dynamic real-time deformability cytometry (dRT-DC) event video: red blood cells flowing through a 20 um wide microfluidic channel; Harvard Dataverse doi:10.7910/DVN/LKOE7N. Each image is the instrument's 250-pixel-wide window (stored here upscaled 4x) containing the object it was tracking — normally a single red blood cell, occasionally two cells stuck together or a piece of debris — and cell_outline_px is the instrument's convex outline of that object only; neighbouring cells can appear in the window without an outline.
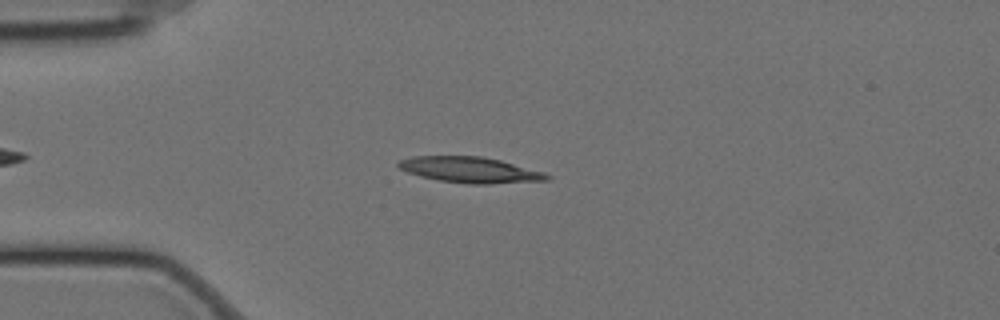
{"species": "Egyptian fruit bat (a non-hibernating species)", "species_latin": "Rousettus aegyptiacus", "temperature_condition": "cold", "stored_images_in_passage": 53, "camera_frame_rate_fps": 3000, "um_per_image_px": 0.085, "animal": {"sex": "female"}, "frame": {"image": 1, "passage_image": 10, "time_ms": 3.0, "image_size_px": [1000, 320], "cell_outline_px": [[552, 176], [548, 180], [488, 184], [468, 184], [440, 180], [420, 176], [408, 172], [400, 168], [396, 164], [400, 160], [412, 156], [480, 156], [500, 160], [544, 172]], "centroid_in_image_um": [39.96, 14.44], "position_along_channel_um": 45.0, "area_um2": 22.2}}
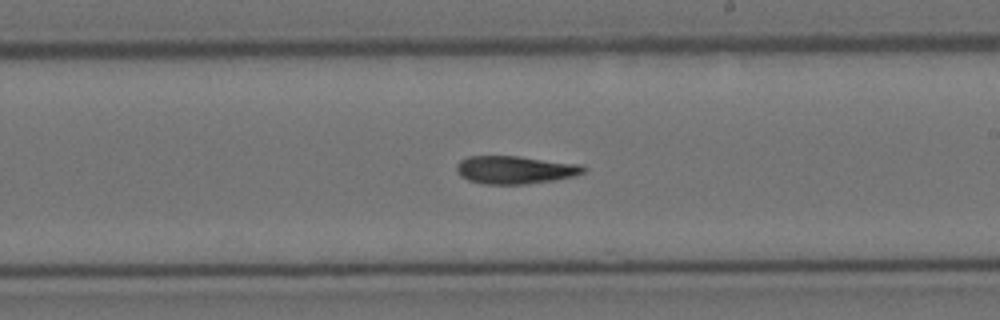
{"frame": {"image": 2, "passage_image": 29, "time_ms": 9.333, "image_size_px": [1000, 320], "cell_outline_px": [[588, 168], [584, 172], [572, 176], [556, 180], [524, 184], [484, 184], [468, 180], [460, 176], [456, 172], [456, 164], [460, 160], [468, 156], [520, 156], [580, 164]], "centroid_in_image_um": [43.76, 14.43], "position_along_channel_um": 245.2, "area_um2": 20.81}}
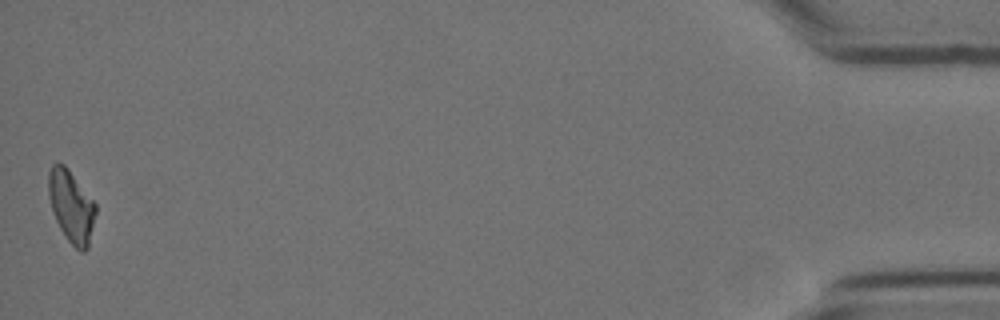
{"frame": {"image": 3, "passage_image": 53, "time_ms": 17.333, "image_size_px": [1000, 320], "cell_outline_px": [[96, 212], [88, 248], [84, 252], [80, 252], [68, 240], [60, 228], [52, 212], [48, 196], [48, 172], [52, 164], [64, 164], [68, 168], [96, 204]], "centroid_in_image_um": [6.05, 17.54], "position_along_channel_um": 429.2, "area_um2": 19.77}, "authors_computed_cell_mechanics": {"area_um2": 20.9236, "velocity_mm_per_s": 3.4634, "shape_relaxation_time_tau1_ms": 9.2799, "shape_relaxation_time_tau2_ms": null, "deformation_change_tau1": 0.2108, "deformation_change_tau2": null}}